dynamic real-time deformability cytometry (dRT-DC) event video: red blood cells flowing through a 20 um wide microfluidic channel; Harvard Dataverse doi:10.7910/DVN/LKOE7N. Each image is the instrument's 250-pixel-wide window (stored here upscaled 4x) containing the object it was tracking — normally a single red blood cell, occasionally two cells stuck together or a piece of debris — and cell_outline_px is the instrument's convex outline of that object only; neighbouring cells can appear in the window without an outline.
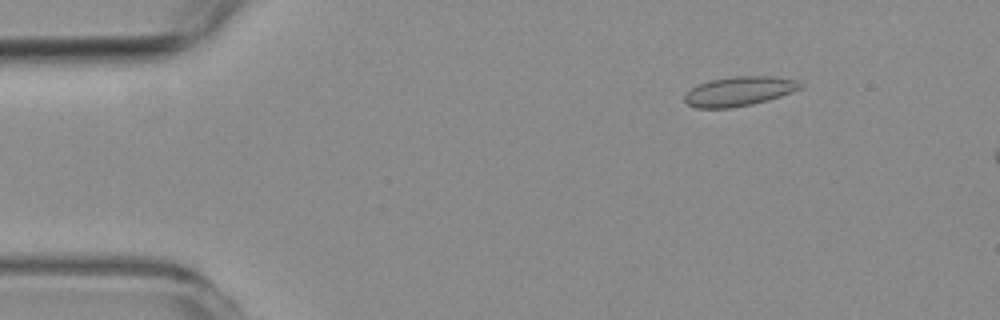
{"species": "common noctule bat (a hibernating species)", "species_latin": "Nyctalus noctula", "temperature_condition": "room temperature", "stored_images_in_passage": 14, "camera_frame_rate_fps": 3000, "um_per_image_px": 0.085, "animal": {"sex": "female", "body_mass_g": 19.3, "forearm_length_mm": 54.1}, "frame": {"image": 1, "passage_image": 8, "time_ms": 2.333, "image_size_px": [1000, 320], "cell_outline_px": [[804, 88], [768, 100], [752, 104], [728, 108], [696, 108], [688, 104], [684, 100], [684, 96], [692, 88], [708, 80], [736, 76], [776, 76], [796, 80], [804, 84]], "centroid_in_image_um": [62.87, 7.75], "position_along_channel_um": 22.1, "area_um2": 19.88}}